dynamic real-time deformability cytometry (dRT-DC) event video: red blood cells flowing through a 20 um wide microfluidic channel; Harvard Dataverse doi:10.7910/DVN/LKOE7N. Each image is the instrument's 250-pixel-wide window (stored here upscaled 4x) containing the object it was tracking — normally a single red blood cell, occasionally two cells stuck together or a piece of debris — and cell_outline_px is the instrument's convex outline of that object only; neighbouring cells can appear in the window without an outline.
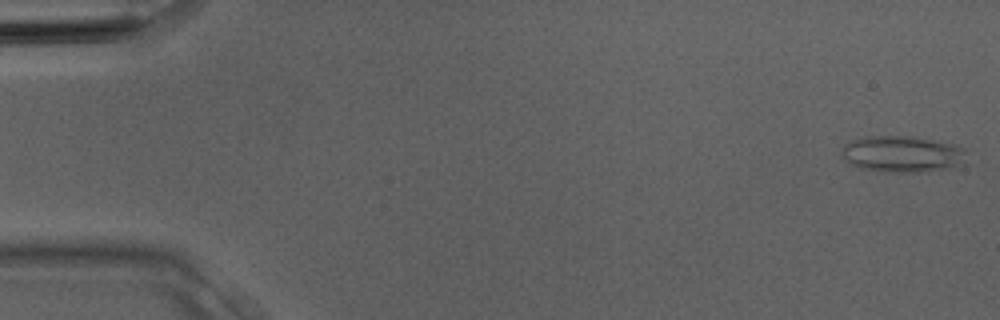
{"species": "Egyptian fruit bat (a non-hibernating species)", "species_latin": "Rousettus aegyptiacus", "temperature_condition": "room temperature", "stored_images_in_passage": 3, "camera_frame_rate_fps": 3000, "um_per_image_px": 0.085, "animal": {"sex": "male"}, "frame": {"image": 1, "passage_image": 1, "time_ms": 0.0, "image_size_px": [1000, 320], "cell_outline_px": [[964, 148], [960, 164], [952, 168], [928, 172], [888, 172], [860, 168], [844, 160], [840, 152], [844, 144], [852, 140], [864, 136], [912, 136], [952, 144]], "centroid_in_image_um": [76.62, 13.1], "position_along_channel_um": 8.4, "area_um2": 26.41}}